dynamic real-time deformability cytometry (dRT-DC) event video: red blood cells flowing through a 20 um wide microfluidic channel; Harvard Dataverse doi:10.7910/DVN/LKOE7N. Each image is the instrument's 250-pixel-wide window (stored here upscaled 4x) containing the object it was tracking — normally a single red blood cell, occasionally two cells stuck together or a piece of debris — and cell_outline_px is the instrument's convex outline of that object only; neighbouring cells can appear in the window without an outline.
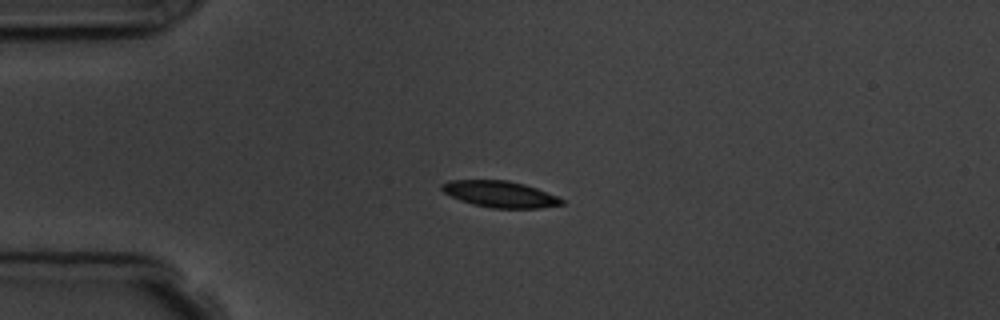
{"species": "common noctule bat (a hibernating species)", "species_latin": "Nyctalus noctula", "temperature_condition": "room temperature", "stored_images_in_passage": 4, "camera_frame_rate_fps": 3000, "um_per_image_px": 0.085, "animal": {"sex": "male", "body_mass_g": 19.5, "forearm_length_mm": 54.6}, "frame": {"image": 1, "passage_image": 3, "time_ms": 3.333, "image_size_px": [1000, 320], "cell_outline_px": [[564, 204], [540, 208], [492, 208], [472, 204], [460, 200], [444, 192], [440, 188], [440, 184], [448, 180], [508, 180], [524, 184], [536, 188], [556, 196], [564, 200]], "centroid_in_image_um": [42.48, 16.5], "position_along_channel_um": 42.5, "area_um2": 18.38}}